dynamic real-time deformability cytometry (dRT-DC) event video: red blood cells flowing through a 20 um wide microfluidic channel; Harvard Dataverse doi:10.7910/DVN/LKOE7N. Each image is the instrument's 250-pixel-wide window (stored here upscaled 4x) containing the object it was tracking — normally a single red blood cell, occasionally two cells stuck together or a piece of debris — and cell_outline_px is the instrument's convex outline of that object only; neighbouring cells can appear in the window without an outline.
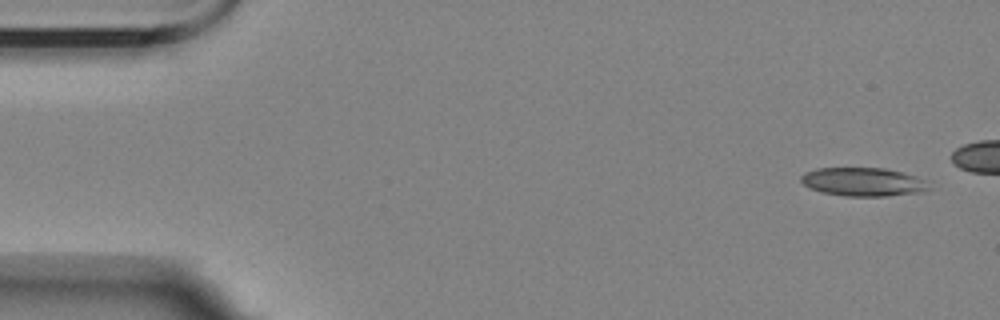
{"species": "Egyptian fruit bat (a non-hibernating species)", "species_latin": "Rousettus aegyptiacus", "temperature_condition": "room temperature", "stored_images_in_passage": 6, "camera_frame_rate_fps": 3000, "um_per_image_px": 0.085, "animal": {"sex": "female"}, "frame": {"image": 1, "passage_image": 1, "time_ms": 0.0, "image_size_px": [1000, 320], "cell_outline_px": [[932, 188], [920, 192], [888, 196], [844, 196], [820, 192], [808, 188], [800, 180], [800, 176], [804, 172], [816, 168], [884, 168], [916, 176], [928, 180]], "centroid_in_image_um": [73.37, 15.46], "position_along_channel_um": 11.6, "area_um2": 21.56}}